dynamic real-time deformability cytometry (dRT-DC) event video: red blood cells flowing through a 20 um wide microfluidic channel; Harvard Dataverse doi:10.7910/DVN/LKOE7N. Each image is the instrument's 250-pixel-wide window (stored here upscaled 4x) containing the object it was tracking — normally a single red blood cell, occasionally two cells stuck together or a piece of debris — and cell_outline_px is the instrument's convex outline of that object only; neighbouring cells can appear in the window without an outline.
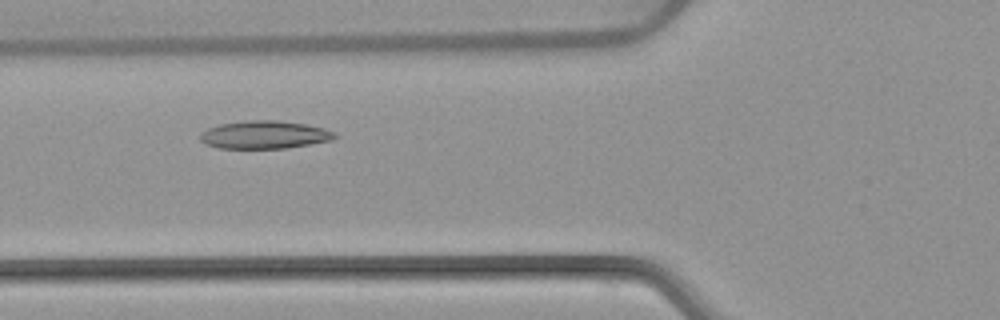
{"species": "common noctule bat (a hibernating species)", "species_latin": "Nyctalus noctula", "temperature_condition": "warm", "stored_images_in_passage": 48, "camera_frame_rate_fps": 3000, "um_per_image_px": 0.085, "animal": {"sex": "female", "body_mass_g": 22.7, "forearm_length_mm": 54.2}, "frame": {"image": 1, "passage_image": 15, "time_ms": 4.667, "image_size_px": [1000, 320], "cell_outline_px": [[340, 136], [332, 140], [288, 148], [220, 148], [204, 144], [200, 140], [200, 132], [208, 128], [220, 124], [248, 120], [276, 120], [304, 124], [324, 128], [336, 132]], "centroid_in_image_um": [22.5, 11.45], "position_along_channel_um": 103.3, "area_um2": 22.02}}
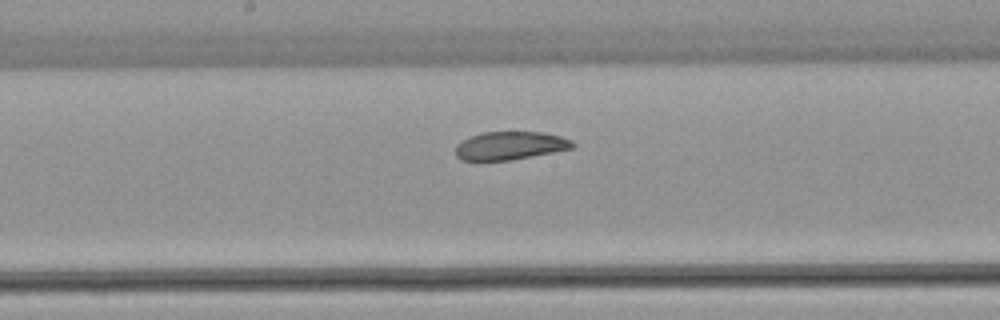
{"frame": {"image": 2, "passage_image": 23, "time_ms": 7.333, "image_size_px": [1000, 320], "cell_outline_px": [[576, 144], [572, 148], [552, 152], [508, 160], [460, 160], [456, 156], [456, 144], [480, 132], [544, 132], [560, 136], [572, 140]], "centroid_in_image_um": [43.36, 12.37], "position_along_channel_um": 204.8, "area_um2": 19.02}}
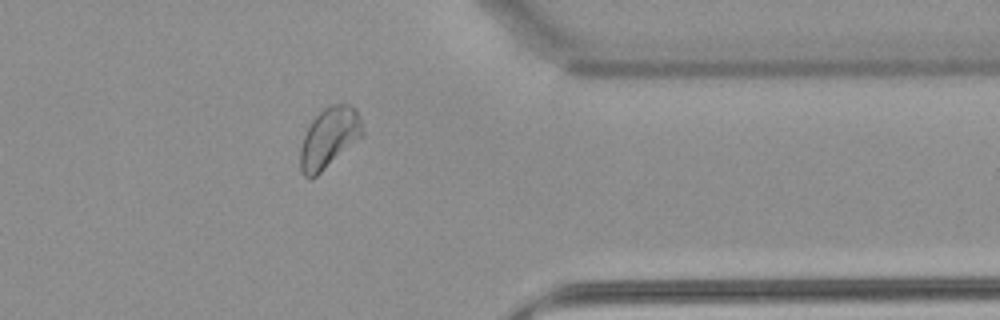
{"frame": {"image": 3, "passage_image": 38, "time_ms": 12.333, "image_size_px": [1000, 320], "cell_outline_px": [[364, 136], [316, 176], [304, 176], [300, 168], [300, 148], [304, 136], [312, 120], [328, 104], [348, 104], [356, 108], [360, 116], [364, 132]], "centroid_in_image_um": [28.01, 11.68], "position_along_channel_um": 383.4, "area_um2": 21.91}, "authors_computed_cell_mechanics": {"area_um2": 21.964, "velocity_mm_per_s": 3.804, "shape_relaxation_time_tau1_ms": 3.9565, "shape_relaxation_time_tau2_ms": 1.9764, "deformation_change_tau1": 0.1023, "deformation_change_tau2": 0.0677}}